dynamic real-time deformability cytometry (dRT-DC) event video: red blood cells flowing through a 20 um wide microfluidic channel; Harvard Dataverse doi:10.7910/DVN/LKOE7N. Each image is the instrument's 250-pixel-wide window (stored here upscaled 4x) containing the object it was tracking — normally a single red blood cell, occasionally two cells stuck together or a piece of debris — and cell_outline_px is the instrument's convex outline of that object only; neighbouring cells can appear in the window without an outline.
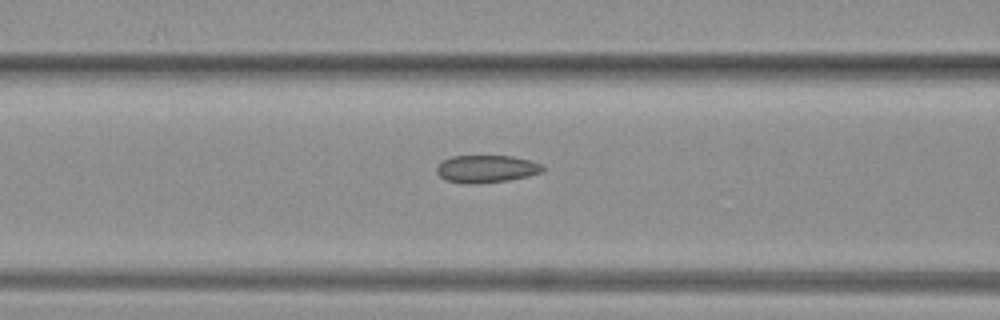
{"species": "common noctule bat (a hibernating species)", "species_latin": "Nyctalus noctula", "temperature_condition": "warm", "stored_images_in_passage": 20, "camera_frame_rate_fps": 3000, "um_per_image_px": 0.085, "animal": {"sex": "female", "body_mass_g": 19.3, "forearm_length_mm": 54.1}, "frame": {"image": 1, "passage_image": 15, "time_ms": 4.667, "image_size_px": [1000, 320], "cell_outline_px": [[544, 172], [528, 176], [508, 180], [480, 184], [464, 184], [444, 180], [436, 172], [436, 168], [444, 160], [452, 156], [512, 156], [528, 160], [540, 164], [544, 168]], "centroid_in_image_um": [41.33, 14.37], "position_along_channel_um": 125.3, "area_um2": 17.05}}